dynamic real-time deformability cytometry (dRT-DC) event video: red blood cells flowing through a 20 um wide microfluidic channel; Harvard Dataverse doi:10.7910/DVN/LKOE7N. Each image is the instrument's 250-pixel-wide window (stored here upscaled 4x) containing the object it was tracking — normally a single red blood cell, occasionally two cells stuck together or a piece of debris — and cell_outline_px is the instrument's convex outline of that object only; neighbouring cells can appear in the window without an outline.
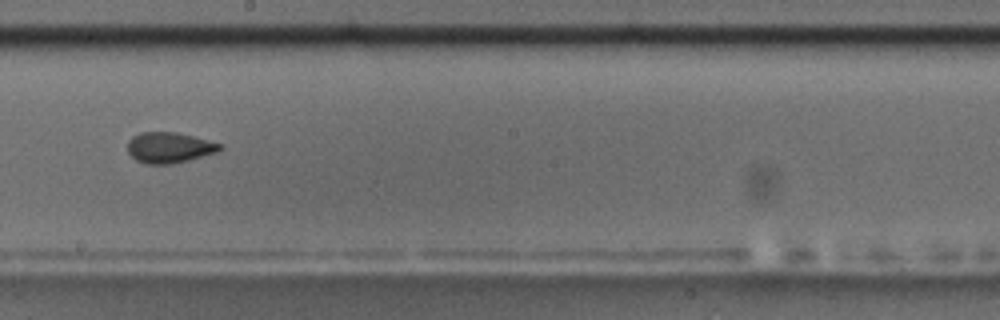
{"species": "common noctule bat (a hibernating species)", "species_latin": "Nyctalus noctula", "temperature_condition": "room temperature", "stored_images_in_passage": 12, "camera_frame_rate_fps": 3000, "um_per_image_px": 0.085, "animal": {"sex": "male", "body_mass_g": 17.5, "forearm_length_mm": 52.3}, "frame": {"image": 1, "passage_image": 6, "time_ms": 5.667, "image_size_px": [1000, 320], "cell_outline_px": [[224, 148], [216, 152], [188, 160], [172, 164], [148, 164], [136, 160], [128, 152], [128, 140], [132, 136], [140, 132], [176, 132], [208, 140], [220, 144]], "centroid_in_image_um": [14.36, 12.54], "position_along_channel_um": 233.8, "area_um2": 16.42}}
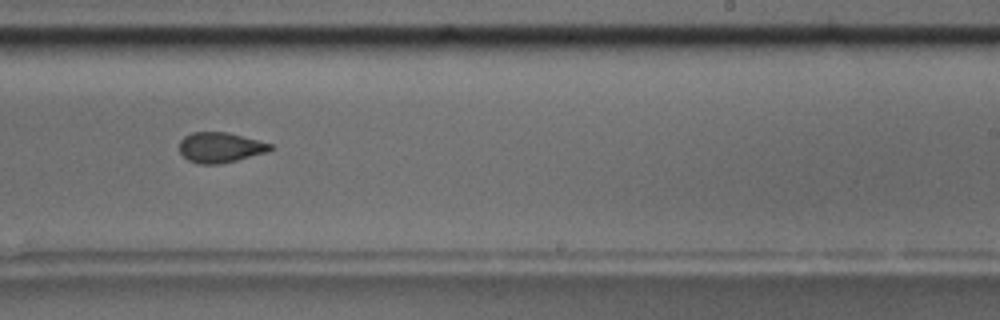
{"frame": {"image": 2, "passage_image": 7, "time_ms": 6.667, "image_size_px": [1000, 320], "cell_outline_px": [[272, 148], [268, 152], [220, 164], [200, 164], [188, 160], [180, 152], [180, 140], [184, 136], [192, 132], [228, 132], [272, 144]], "centroid_in_image_um": [18.71, 12.53], "position_along_channel_um": 270.3, "area_um2": 15.95}, "authors_computed_cell_mechanics": {"area_um2": 16.5597, "velocity_mm_per_s": 3.6432, "shape_relaxation_time_tau1_ms": 5.2916, "shape_relaxation_time_tau2_ms": 1.1452, "deformation_change_tau1": 0.104, "deformation_change_tau2": 0.0371}}